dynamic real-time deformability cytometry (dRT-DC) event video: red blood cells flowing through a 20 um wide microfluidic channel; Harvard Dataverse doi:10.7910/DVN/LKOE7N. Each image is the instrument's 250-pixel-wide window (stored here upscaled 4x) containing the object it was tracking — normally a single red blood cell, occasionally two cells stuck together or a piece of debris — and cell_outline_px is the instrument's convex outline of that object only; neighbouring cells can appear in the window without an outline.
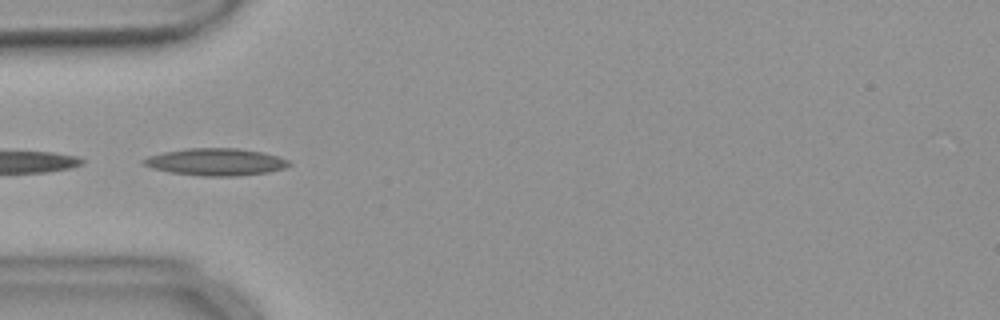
{"species": "common noctule bat (a hibernating species)", "species_latin": "Nyctalus noctula", "temperature_condition": "warm", "stored_images_in_passage": 12, "camera_frame_rate_fps": 3000, "um_per_image_px": 0.085, "animal": {"sex": "female", "body_mass_g": 18.4}, "frame": {"image": 1, "passage_image": 9, "time_ms": 2.667, "image_size_px": [1000, 320], "cell_outline_px": [[292, 164], [284, 168], [268, 172], [236, 176], [200, 176], [168, 172], [152, 168], [144, 164], [140, 160], [148, 156], [164, 152], [188, 148], [236, 148], [260, 152], [276, 156], [288, 160]], "centroid_in_image_um": [18.31, 13.77], "position_along_channel_um": 66.7, "area_um2": 22.95}}